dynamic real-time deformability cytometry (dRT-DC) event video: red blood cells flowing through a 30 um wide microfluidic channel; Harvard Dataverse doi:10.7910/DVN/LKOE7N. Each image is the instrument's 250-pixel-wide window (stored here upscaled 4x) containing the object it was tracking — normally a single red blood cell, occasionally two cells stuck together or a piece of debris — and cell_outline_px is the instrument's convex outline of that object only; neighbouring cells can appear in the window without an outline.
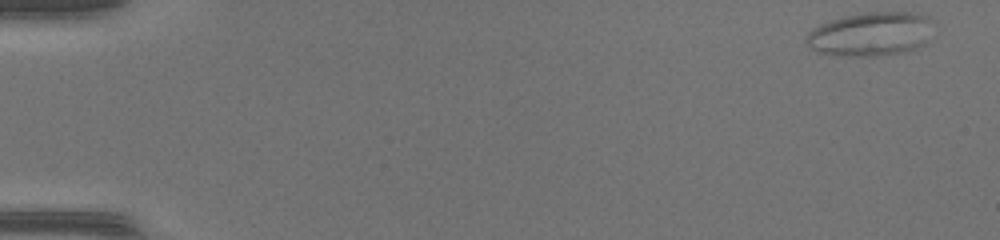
{"species": "common noctule bat (a hibernating species)", "species_latin": "Nyctalus noctula", "temperature_condition": "warm", "stored_images_in_passage": 49, "camera_frame_rate_fps": 3000, "um_per_image_px": 0.085, "animal": {"sex": "female", "body_mass_g": 17.0, "forearm_length_mm": 48.0}, "frame": {"image": 1, "passage_image": 1, "time_ms": 0.0, "image_size_px": [1000, 240], "cell_outline_px": [[936, 24], [924, 44], [916, 48], [904, 52], [876, 56], [852, 56], [820, 52], [812, 48], [804, 40], [804, 36], [812, 28], [820, 24], [844, 16], [868, 12], [916, 12], [928, 16], [936, 20]], "centroid_in_image_um": [74.08, 2.87], "position_along_channel_um": 10.9, "area_um2": 32.83}}
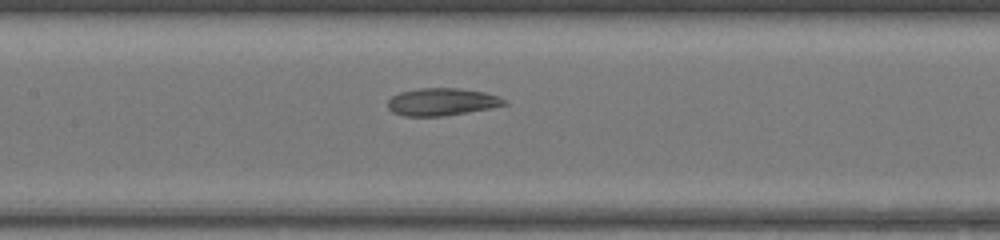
{"frame": {"image": 2, "passage_image": 24, "time_ms": 7.667, "image_size_px": [1000, 240], "cell_outline_px": [[508, 104], [468, 112], [440, 116], [404, 116], [392, 112], [388, 108], [388, 100], [392, 96], [400, 92], [420, 88], [456, 88], [484, 92], [496, 96], [504, 100]], "centroid_in_image_um": [37.5, 8.66], "position_along_channel_um": 169.9, "area_um2": 18.38}}
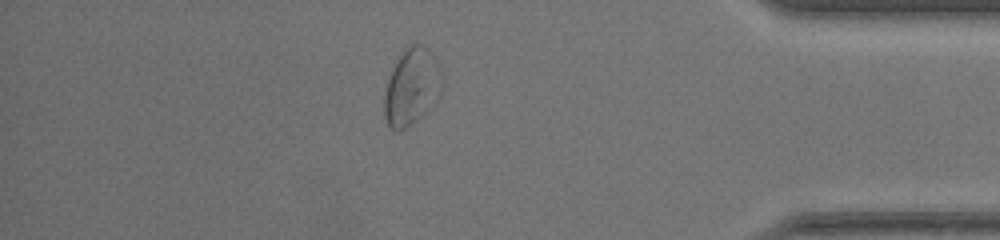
{"frame": {"image": 3, "passage_image": 43, "time_ms": 14.0, "image_size_px": [1000, 240], "cell_outline_px": [[428, 112], [400, 132], [396, 132], [388, 128], [384, 116], [384, 92], [392, 68], [396, 60], [412, 44], [420, 44], [428, 48]], "centroid_in_image_um": [34.62, 7.56], "position_along_channel_um": 400.6, "area_um2": 21.85}, "authors_computed_cell_mechanics": {"area_um2": 20.3456, "velocity_mm_per_s": 4.1529, "shape_relaxation_time_tau1_ms": null, "shape_relaxation_time_tau2_ms": 1.3265, "deformation_change_tau1": null, "deformation_change_tau2": 0.0698}}